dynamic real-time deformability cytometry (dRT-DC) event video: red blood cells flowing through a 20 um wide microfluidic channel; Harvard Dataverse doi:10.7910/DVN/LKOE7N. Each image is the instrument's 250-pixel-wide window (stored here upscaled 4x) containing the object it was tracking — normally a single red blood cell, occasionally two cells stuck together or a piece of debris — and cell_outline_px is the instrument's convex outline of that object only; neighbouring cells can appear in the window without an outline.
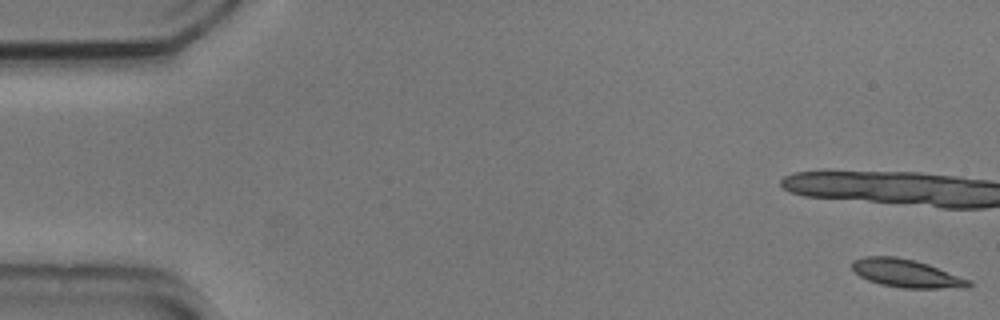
{"species": "common noctule bat (a hibernating species)", "species_latin": "Nyctalus noctula", "temperature_condition": "cold", "stored_images_in_passage": 15, "camera_frame_rate_fps": 3000, "um_per_image_px": 0.085, "animal": {"sex": "male", "body_mass_g": 20.5, "forearm_length_mm": 52.5}, "frame": {"image": 1, "passage_image": 1, "time_ms": 0.0, "image_size_px": [1000, 320], "cell_outline_px": [[972, 284], [968, 288], [900, 288], [880, 284], [868, 280], [860, 276], [852, 268], [852, 260], [864, 256], [896, 256], [916, 260], [928, 264], [972, 280]], "centroid_in_image_um": [77.07, 23.23], "position_along_channel_um": 7.9, "area_um2": 19.31}}